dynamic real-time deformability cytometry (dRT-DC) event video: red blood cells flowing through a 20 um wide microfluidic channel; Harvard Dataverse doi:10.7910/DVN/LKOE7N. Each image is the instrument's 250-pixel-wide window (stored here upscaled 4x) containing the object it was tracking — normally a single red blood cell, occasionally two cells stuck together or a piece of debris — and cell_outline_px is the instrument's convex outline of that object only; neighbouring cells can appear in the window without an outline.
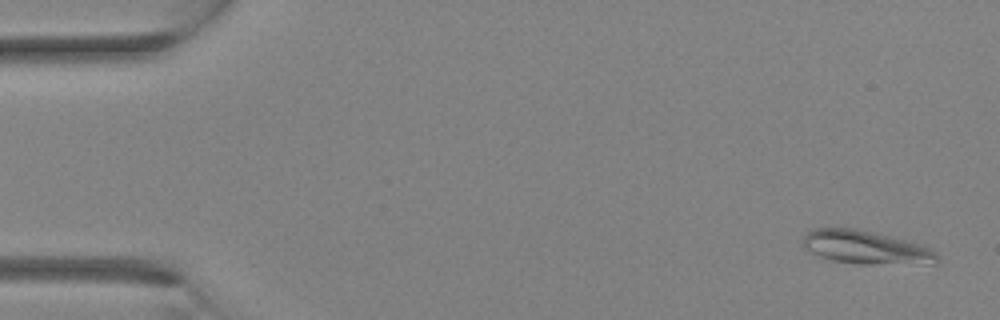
{"species": "Egyptian fruit bat (a non-hibernating species)", "species_latin": "Rousettus aegyptiacus", "temperature_condition": "room temperature", "stored_images_in_passage": 33, "camera_frame_rate_fps": 3000, "um_per_image_px": 0.085, "animal": {"sex": "female"}, "frame": {"image": 1, "passage_image": 2, "time_ms": 0.333, "image_size_px": [1000, 320], "cell_outline_px": [[940, 260], [936, 264], [860, 264], [832, 260], [820, 256], [804, 248], [800, 240], [812, 228], [856, 228], [892, 236], [924, 244], [936, 252], [940, 256]], "centroid_in_image_um": [73.66, 21.03], "position_along_channel_um": 11.3, "area_um2": 26.65}}
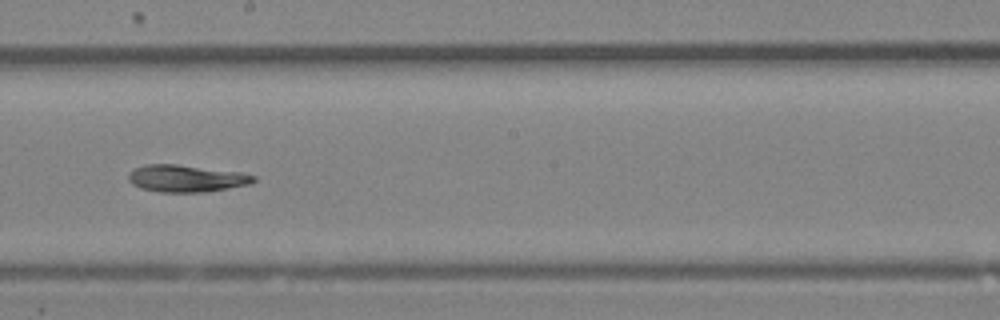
{"frame": {"image": 2, "passage_image": 19, "time_ms": 6.0, "image_size_px": [1000, 320], "cell_outline_px": [[256, 180], [252, 184], [204, 192], [160, 192], [140, 188], [132, 184], [128, 180], [128, 176], [136, 168], [144, 164], [176, 164], [240, 172], [256, 176]], "centroid_in_image_um": [15.85, 15.17], "position_along_channel_um": 232.3, "area_um2": 19.71}}
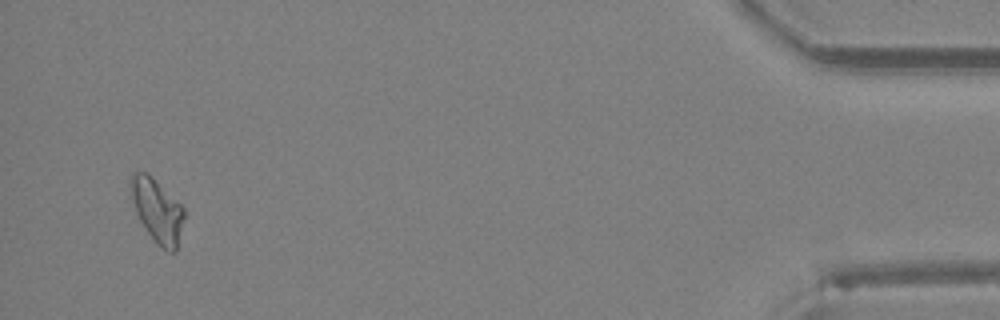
{"frame": {"image": 3, "passage_image": 32, "time_ms": 10.333, "image_size_px": [1000, 320], "cell_outline_px": [[184, 216], [176, 252], [168, 252], [160, 248], [156, 244], [140, 220], [136, 212], [132, 200], [128, 180], [132, 172], [144, 172], [180, 204], [184, 208]], "centroid_in_image_um": [13.34, 17.94], "position_along_channel_um": 421.9, "area_um2": 19.31}}